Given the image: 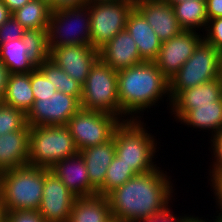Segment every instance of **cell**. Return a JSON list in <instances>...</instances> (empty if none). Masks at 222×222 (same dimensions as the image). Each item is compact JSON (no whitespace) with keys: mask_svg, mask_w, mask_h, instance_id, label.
<instances>
[{"mask_svg":"<svg viewBox=\"0 0 222 222\" xmlns=\"http://www.w3.org/2000/svg\"><path fill=\"white\" fill-rule=\"evenodd\" d=\"M135 175L136 173L130 167L115 156L108 166L104 187L98 192V195L107 196L110 192L125 184Z\"/></svg>","mask_w":222,"mask_h":222,"instance_id":"f546056e","label":"cell"},{"mask_svg":"<svg viewBox=\"0 0 222 222\" xmlns=\"http://www.w3.org/2000/svg\"><path fill=\"white\" fill-rule=\"evenodd\" d=\"M214 222H222V220H219V219H215V218H214Z\"/></svg>","mask_w":222,"mask_h":222,"instance_id":"f907efd6","label":"cell"},{"mask_svg":"<svg viewBox=\"0 0 222 222\" xmlns=\"http://www.w3.org/2000/svg\"><path fill=\"white\" fill-rule=\"evenodd\" d=\"M123 0H86V5H95V4H104V3H112V2H120Z\"/></svg>","mask_w":222,"mask_h":222,"instance_id":"f6af8a7d","label":"cell"},{"mask_svg":"<svg viewBox=\"0 0 222 222\" xmlns=\"http://www.w3.org/2000/svg\"><path fill=\"white\" fill-rule=\"evenodd\" d=\"M135 8L153 28L161 42L183 31L175 16L173 5L161 0H135Z\"/></svg>","mask_w":222,"mask_h":222,"instance_id":"9a60e30c","label":"cell"},{"mask_svg":"<svg viewBox=\"0 0 222 222\" xmlns=\"http://www.w3.org/2000/svg\"><path fill=\"white\" fill-rule=\"evenodd\" d=\"M78 153L67 125L30 127L28 165L50 169Z\"/></svg>","mask_w":222,"mask_h":222,"instance_id":"5b68a950","label":"cell"},{"mask_svg":"<svg viewBox=\"0 0 222 222\" xmlns=\"http://www.w3.org/2000/svg\"><path fill=\"white\" fill-rule=\"evenodd\" d=\"M120 123L121 120L114 115L81 108L70 118L67 126L80 151L111 140Z\"/></svg>","mask_w":222,"mask_h":222,"instance_id":"9c48e42d","label":"cell"},{"mask_svg":"<svg viewBox=\"0 0 222 222\" xmlns=\"http://www.w3.org/2000/svg\"><path fill=\"white\" fill-rule=\"evenodd\" d=\"M0 222H5V212L3 210L1 200H0Z\"/></svg>","mask_w":222,"mask_h":222,"instance_id":"bcb514c9","label":"cell"},{"mask_svg":"<svg viewBox=\"0 0 222 222\" xmlns=\"http://www.w3.org/2000/svg\"><path fill=\"white\" fill-rule=\"evenodd\" d=\"M209 141L210 142L208 143H211V148L209 146L208 149L209 151L212 150L210 153L212 157H210V159H212V162H210L211 165L209 166L211 169H208V175L210 176L208 181L212 177H217L222 174V131L218 134H215L212 138H210Z\"/></svg>","mask_w":222,"mask_h":222,"instance_id":"d6a6232c","label":"cell"},{"mask_svg":"<svg viewBox=\"0 0 222 222\" xmlns=\"http://www.w3.org/2000/svg\"><path fill=\"white\" fill-rule=\"evenodd\" d=\"M161 1L166 2V3H168L169 5H174L175 3H179V2H182V1H184V0H161ZM202 1H205V2H206V0H202Z\"/></svg>","mask_w":222,"mask_h":222,"instance_id":"7dc6e473","label":"cell"},{"mask_svg":"<svg viewBox=\"0 0 222 222\" xmlns=\"http://www.w3.org/2000/svg\"><path fill=\"white\" fill-rule=\"evenodd\" d=\"M77 197L49 169L44 168V186L38 212L46 222H67Z\"/></svg>","mask_w":222,"mask_h":222,"instance_id":"7c38bea8","label":"cell"},{"mask_svg":"<svg viewBox=\"0 0 222 222\" xmlns=\"http://www.w3.org/2000/svg\"><path fill=\"white\" fill-rule=\"evenodd\" d=\"M111 219L107 196L97 194L76 198L67 222H110Z\"/></svg>","mask_w":222,"mask_h":222,"instance_id":"603a6c76","label":"cell"},{"mask_svg":"<svg viewBox=\"0 0 222 222\" xmlns=\"http://www.w3.org/2000/svg\"><path fill=\"white\" fill-rule=\"evenodd\" d=\"M180 27L185 31L204 33L208 24L206 2L202 0H184L173 5ZM201 30V31H200Z\"/></svg>","mask_w":222,"mask_h":222,"instance_id":"d4e9b609","label":"cell"},{"mask_svg":"<svg viewBox=\"0 0 222 222\" xmlns=\"http://www.w3.org/2000/svg\"><path fill=\"white\" fill-rule=\"evenodd\" d=\"M117 78L120 117L123 120H142L147 109L150 110L153 105L156 107L164 101L167 102L166 108L170 109L169 80L155 62L144 61L119 70Z\"/></svg>","mask_w":222,"mask_h":222,"instance_id":"7a4b0ae2","label":"cell"},{"mask_svg":"<svg viewBox=\"0 0 222 222\" xmlns=\"http://www.w3.org/2000/svg\"><path fill=\"white\" fill-rule=\"evenodd\" d=\"M10 72L0 59V101L6 93V87L9 81Z\"/></svg>","mask_w":222,"mask_h":222,"instance_id":"60d3db41","label":"cell"},{"mask_svg":"<svg viewBox=\"0 0 222 222\" xmlns=\"http://www.w3.org/2000/svg\"><path fill=\"white\" fill-rule=\"evenodd\" d=\"M172 207L173 204L164 213L158 215L157 217L141 219L136 222H186V220L191 216L189 214L178 216L173 212V209H171Z\"/></svg>","mask_w":222,"mask_h":222,"instance_id":"74e56055","label":"cell"},{"mask_svg":"<svg viewBox=\"0 0 222 222\" xmlns=\"http://www.w3.org/2000/svg\"><path fill=\"white\" fill-rule=\"evenodd\" d=\"M213 220V221H212ZM212 220L210 219V221H209V219L207 218H205V219H203V217L201 216V217H199V216H195V214L194 215H191L187 220H186V222H214V217L212 218Z\"/></svg>","mask_w":222,"mask_h":222,"instance_id":"ee69618b","label":"cell"},{"mask_svg":"<svg viewBox=\"0 0 222 222\" xmlns=\"http://www.w3.org/2000/svg\"><path fill=\"white\" fill-rule=\"evenodd\" d=\"M86 0H55L54 4L50 7L52 11L62 10L71 7L84 5Z\"/></svg>","mask_w":222,"mask_h":222,"instance_id":"ab89813d","label":"cell"},{"mask_svg":"<svg viewBox=\"0 0 222 222\" xmlns=\"http://www.w3.org/2000/svg\"><path fill=\"white\" fill-rule=\"evenodd\" d=\"M117 73L98 58L82 85L81 108L105 112L124 121L120 117Z\"/></svg>","mask_w":222,"mask_h":222,"instance_id":"52a82bcc","label":"cell"},{"mask_svg":"<svg viewBox=\"0 0 222 222\" xmlns=\"http://www.w3.org/2000/svg\"><path fill=\"white\" fill-rule=\"evenodd\" d=\"M202 40L203 34L183 30L179 35L161 43L158 57L154 62L170 81Z\"/></svg>","mask_w":222,"mask_h":222,"instance_id":"4fadbf2b","label":"cell"},{"mask_svg":"<svg viewBox=\"0 0 222 222\" xmlns=\"http://www.w3.org/2000/svg\"><path fill=\"white\" fill-rule=\"evenodd\" d=\"M35 98L31 88L30 73H12L1 99L5 105L22 110L25 114L32 108Z\"/></svg>","mask_w":222,"mask_h":222,"instance_id":"cb8c5ba5","label":"cell"},{"mask_svg":"<svg viewBox=\"0 0 222 222\" xmlns=\"http://www.w3.org/2000/svg\"><path fill=\"white\" fill-rule=\"evenodd\" d=\"M80 109V101L75 96L56 91L50 98L35 100L26 121L30 127L67 125Z\"/></svg>","mask_w":222,"mask_h":222,"instance_id":"8fae6325","label":"cell"},{"mask_svg":"<svg viewBox=\"0 0 222 222\" xmlns=\"http://www.w3.org/2000/svg\"><path fill=\"white\" fill-rule=\"evenodd\" d=\"M12 14L31 0H2Z\"/></svg>","mask_w":222,"mask_h":222,"instance_id":"b9f144b4","label":"cell"},{"mask_svg":"<svg viewBox=\"0 0 222 222\" xmlns=\"http://www.w3.org/2000/svg\"><path fill=\"white\" fill-rule=\"evenodd\" d=\"M37 69L56 87L57 91L75 96L81 101L82 85L67 75L62 68L56 66L48 59L38 65Z\"/></svg>","mask_w":222,"mask_h":222,"instance_id":"83f0119b","label":"cell"},{"mask_svg":"<svg viewBox=\"0 0 222 222\" xmlns=\"http://www.w3.org/2000/svg\"><path fill=\"white\" fill-rule=\"evenodd\" d=\"M79 154L85 161L90 185L98 193L104 187L108 166L115 157L114 138L104 144L80 150Z\"/></svg>","mask_w":222,"mask_h":222,"instance_id":"44dd1931","label":"cell"},{"mask_svg":"<svg viewBox=\"0 0 222 222\" xmlns=\"http://www.w3.org/2000/svg\"><path fill=\"white\" fill-rule=\"evenodd\" d=\"M203 40L222 53V17L208 20Z\"/></svg>","mask_w":222,"mask_h":222,"instance_id":"836d02e7","label":"cell"},{"mask_svg":"<svg viewBox=\"0 0 222 222\" xmlns=\"http://www.w3.org/2000/svg\"><path fill=\"white\" fill-rule=\"evenodd\" d=\"M212 188H210L211 190L210 191H213V196L215 198L214 201L216 203V207L217 209L219 210H216L215 213H217L215 215H213V217H215L216 219H219V220H222V176H217V177H212L210 180H209V184Z\"/></svg>","mask_w":222,"mask_h":222,"instance_id":"8d00e7d4","label":"cell"},{"mask_svg":"<svg viewBox=\"0 0 222 222\" xmlns=\"http://www.w3.org/2000/svg\"><path fill=\"white\" fill-rule=\"evenodd\" d=\"M222 98V77L181 91L172 101L171 116L178 121L195 105H212Z\"/></svg>","mask_w":222,"mask_h":222,"instance_id":"2e32d148","label":"cell"},{"mask_svg":"<svg viewBox=\"0 0 222 222\" xmlns=\"http://www.w3.org/2000/svg\"><path fill=\"white\" fill-rule=\"evenodd\" d=\"M5 222H46L38 211H12L5 213Z\"/></svg>","mask_w":222,"mask_h":222,"instance_id":"d590c367","label":"cell"},{"mask_svg":"<svg viewBox=\"0 0 222 222\" xmlns=\"http://www.w3.org/2000/svg\"><path fill=\"white\" fill-rule=\"evenodd\" d=\"M44 168L25 165L0 172L4 212L38 211L43 196Z\"/></svg>","mask_w":222,"mask_h":222,"instance_id":"277c9868","label":"cell"},{"mask_svg":"<svg viewBox=\"0 0 222 222\" xmlns=\"http://www.w3.org/2000/svg\"><path fill=\"white\" fill-rule=\"evenodd\" d=\"M27 124L26 114L0 101V135L21 130Z\"/></svg>","mask_w":222,"mask_h":222,"instance_id":"4dcf8cb0","label":"cell"},{"mask_svg":"<svg viewBox=\"0 0 222 222\" xmlns=\"http://www.w3.org/2000/svg\"><path fill=\"white\" fill-rule=\"evenodd\" d=\"M51 8L41 0H31L12 13V16L26 30H47Z\"/></svg>","mask_w":222,"mask_h":222,"instance_id":"4316f807","label":"cell"},{"mask_svg":"<svg viewBox=\"0 0 222 222\" xmlns=\"http://www.w3.org/2000/svg\"><path fill=\"white\" fill-rule=\"evenodd\" d=\"M110 222H122V221L113 218V219L110 220Z\"/></svg>","mask_w":222,"mask_h":222,"instance_id":"681fc988","label":"cell"},{"mask_svg":"<svg viewBox=\"0 0 222 222\" xmlns=\"http://www.w3.org/2000/svg\"><path fill=\"white\" fill-rule=\"evenodd\" d=\"M30 82L35 100L50 98L57 91L37 68L30 73Z\"/></svg>","mask_w":222,"mask_h":222,"instance_id":"1f68e13d","label":"cell"},{"mask_svg":"<svg viewBox=\"0 0 222 222\" xmlns=\"http://www.w3.org/2000/svg\"><path fill=\"white\" fill-rule=\"evenodd\" d=\"M125 29L137 44L141 59L146 62H154L158 57L162 42L135 7L128 15Z\"/></svg>","mask_w":222,"mask_h":222,"instance_id":"ffe728a7","label":"cell"},{"mask_svg":"<svg viewBox=\"0 0 222 222\" xmlns=\"http://www.w3.org/2000/svg\"><path fill=\"white\" fill-rule=\"evenodd\" d=\"M222 77V53L202 40L169 81L171 101L183 90Z\"/></svg>","mask_w":222,"mask_h":222,"instance_id":"8992f818","label":"cell"},{"mask_svg":"<svg viewBox=\"0 0 222 222\" xmlns=\"http://www.w3.org/2000/svg\"><path fill=\"white\" fill-rule=\"evenodd\" d=\"M21 39L24 42L28 57L36 66L49 59L47 30H26Z\"/></svg>","mask_w":222,"mask_h":222,"instance_id":"f1b7e54d","label":"cell"},{"mask_svg":"<svg viewBox=\"0 0 222 222\" xmlns=\"http://www.w3.org/2000/svg\"><path fill=\"white\" fill-rule=\"evenodd\" d=\"M0 59L12 73H31L37 66L27 55L22 39L0 45Z\"/></svg>","mask_w":222,"mask_h":222,"instance_id":"484cf974","label":"cell"},{"mask_svg":"<svg viewBox=\"0 0 222 222\" xmlns=\"http://www.w3.org/2000/svg\"><path fill=\"white\" fill-rule=\"evenodd\" d=\"M25 31L26 29L11 15L10 18L0 26V45L21 39Z\"/></svg>","mask_w":222,"mask_h":222,"instance_id":"e575fe53","label":"cell"},{"mask_svg":"<svg viewBox=\"0 0 222 222\" xmlns=\"http://www.w3.org/2000/svg\"><path fill=\"white\" fill-rule=\"evenodd\" d=\"M47 31L49 49L90 44L91 25L88 5L51 11Z\"/></svg>","mask_w":222,"mask_h":222,"instance_id":"ba28073f","label":"cell"},{"mask_svg":"<svg viewBox=\"0 0 222 222\" xmlns=\"http://www.w3.org/2000/svg\"><path fill=\"white\" fill-rule=\"evenodd\" d=\"M90 10V45L99 50L125 29L135 0L88 5Z\"/></svg>","mask_w":222,"mask_h":222,"instance_id":"30bf717a","label":"cell"},{"mask_svg":"<svg viewBox=\"0 0 222 222\" xmlns=\"http://www.w3.org/2000/svg\"><path fill=\"white\" fill-rule=\"evenodd\" d=\"M99 58L116 71L144 62L137 44L126 29L120 31L99 49Z\"/></svg>","mask_w":222,"mask_h":222,"instance_id":"ac0fdd59","label":"cell"},{"mask_svg":"<svg viewBox=\"0 0 222 222\" xmlns=\"http://www.w3.org/2000/svg\"><path fill=\"white\" fill-rule=\"evenodd\" d=\"M146 126L141 119L124 120L116 127L113 135L115 156L136 174L148 173L158 167L155 160L158 155L155 154L159 151L160 147L157 146H160V142Z\"/></svg>","mask_w":222,"mask_h":222,"instance_id":"3957f363","label":"cell"},{"mask_svg":"<svg viewBox=\"0 0 222 222\" xmlns=\"http://www.w3.org/2000/svg\"><path fill=\"white\" fill-rule=\"evenodd\" d=\"M171 177L160 165L151 172L133 176L107 195L112 217L122 222H136L164 213L176 200L175 179Z\"/></svg>","mask_w":222,"mask_h":222,"instance_id":"6da1fadb","label":"cell"},{"mask_svg":"<svg viewBox=\"0 0 222 222\" xmlns=\"http://www.w3.org/2000/svg\"><path fill=\"white\" fill-rule=\"evenodd\" d=\"M49 50V60L81 85L99 58V50L90 44L60 46Z\"/></svg>","mask_w":222,"mask_h":222,"instance_id":"5bb4252c","label":"cell"},{"mask_svg":"<svg viewBox=\"0 0 222 222\" xmlns=\"http://www.w3.org/2000/svg\"><path fill=\"white\" fill-rule=\"evenodd\" d=\"M208 20L222 17V0H206Z\"/></svg>","mask_w":222,"mask_h":222,"instance_id":"f35d334b","label":"cell"},{"mask_svg":"<svg viewBox=\"0 0 222 222\" xmlns=\"http://www.w3.org/2000/svg\"><path fill=\"white\" fill-rule=\"evenodd\" d=\"M12 14L9 12L6 5L0 0V26L5 23Z\"/></svg>","mask_w":222,"mask_h":222,"instance_id":"7bdbcfd3","label":"cell"},{"mask_svg":"<svg viewBox=\"0 0 222 222\" xmlns=\"http://www.w3.org/2000/svg\"><path fill=\"white\" fill-rule=\"evenodd\" d=\"M178 122L196 131L209 132L212 138L222 131V98L212 105H195Z\"/></svg>","mask_w":222,"mask_h":222,"instance_id":"7402d4cb","label":"cell"},{"mask_svg":"<svg viewBox=\"0 0 222 222\" xmlns=\"http://www.w3.org/2000/svg\"><path fill=\"white\" fill-rule=\"evenodd\" d=\"M49 171L58 177L77 198L98 194L90 185L85 161L79 153L56 162Z\"/></svg>","mask_w":222,"mask_h":222,"instance_id":"e0dca14e","label":"cell"},{"mask_svg":"<svg viewBox=\"0 0 222 222\" xmlns=\"http://www.w3.org/2000/svg\"><path fill=\"white\" fill-rule=\"evenodd\" d=\"M30 126L0 135V172L28 165Z\"/></svg>","mask_w":222,"mask_h":222,"instance_id":"d6986e66","label":"cell"},{"mask_svg":"<svg viewBox=\"0 0 222 222\" xmlns=\"http://www.w3.org/2000/svg\"><path fill=\"white\" fill-rule=\"evenodd\" d=\"M41 1L46 3L49 7H51L55 2V0H41Z\"/></svg>","mask_w":222,"mask_h":222,"instance_id":"c3c4849f","label":"cell"}]
</instances>
